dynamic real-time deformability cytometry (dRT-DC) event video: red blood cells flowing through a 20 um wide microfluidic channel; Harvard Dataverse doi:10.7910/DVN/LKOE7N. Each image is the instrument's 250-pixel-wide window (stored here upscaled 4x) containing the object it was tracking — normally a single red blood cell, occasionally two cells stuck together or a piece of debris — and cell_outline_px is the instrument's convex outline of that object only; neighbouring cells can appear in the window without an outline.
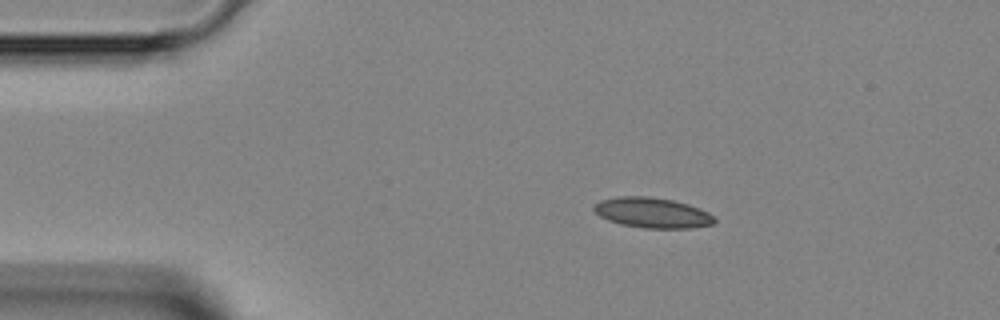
{"species": "Egyptian fruit bat (a non-hibernating species)", "species_latin": "Rousettus aegyptiacus", "temperature_condition": "room temperature", "stored_images_in_passage": 2, "camera_frame_rate_fps": 3000, "um_per_image_px": 0.085, "animal": {"sex": "female"}, "frame": {"image": 1, "passage_image": 1, "time_ms": 0.0, "image_size_px": [1000, 320], "cell_outline_px": [[716, 220], [712, 224], [692, 228], [644, 228], [620, 224], [608, 220], [600, 216], [592, 208], [600, 200], [620, 196], [648, 196], [672, 200], [688, 204], [700, 208], [708, 212]], "centroid_in_image_um": [55.44, 18.08], "position_along_channel_um": 29.6, "area_um2": 21.21}}